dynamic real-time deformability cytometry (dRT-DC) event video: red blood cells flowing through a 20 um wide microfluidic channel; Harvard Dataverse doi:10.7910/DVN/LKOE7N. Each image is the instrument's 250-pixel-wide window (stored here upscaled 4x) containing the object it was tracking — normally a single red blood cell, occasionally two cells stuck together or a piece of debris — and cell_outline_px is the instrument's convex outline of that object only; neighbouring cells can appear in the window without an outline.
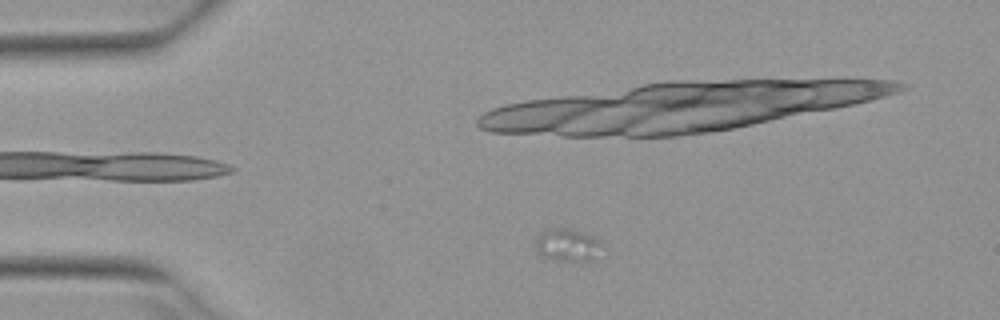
{"species": "Egyptian fruit bat (a non-hibernating species)", "species_latin": "Rousettus aegyptiacus", "temperature_condition": "warm", "stored_images_in_passage": 37, "camera_frame_rate_fps": 3000, "um_per_image_px": 0.085, "animal": {"sex": "female"}, "frame": {"image": 1, "passage_image": 6, "time_ms": 1.667, "image_size_px": [1000, 320], "cell_outline_px": [[600, 244], [592, 260], [552, 260], [544, 256], [536, 248], [536, 236], [540, 232], [568, 228], [592, 236], [600, 240]], "centroid_in_image_um": [48.19, 20.82], "position_along_channel_um": 36.8, "area_um2": 11.91}}